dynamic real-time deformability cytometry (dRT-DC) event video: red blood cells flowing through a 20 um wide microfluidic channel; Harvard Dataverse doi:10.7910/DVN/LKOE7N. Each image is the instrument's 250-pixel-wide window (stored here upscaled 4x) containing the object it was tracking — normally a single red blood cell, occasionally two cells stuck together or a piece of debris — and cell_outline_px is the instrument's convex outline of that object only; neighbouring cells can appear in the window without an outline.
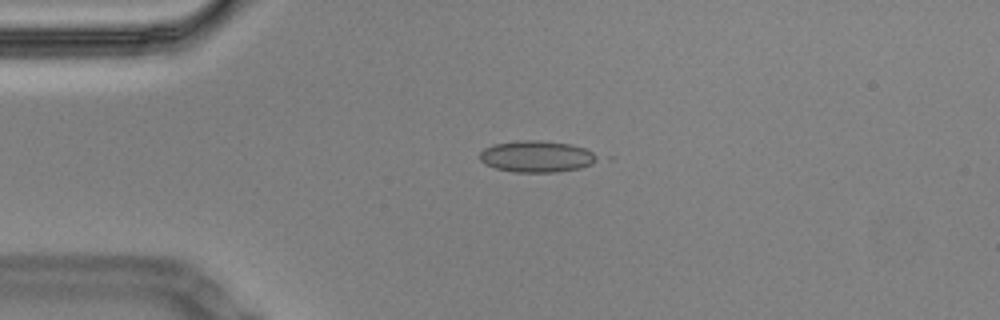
{"species": "Egyptian fruit bat (a non-hibernating species)", "species_latin": "Rousettus aegyptiacus", "temperature_condition": "cold", "stored_images_in_passage": 46, "camera_frame_rate_fps": 3000, "um_per_image_px": 0.085, "animal": {"sex": "male"}, "frame": {"image": 1, "passage_image": 2, "time_ms": 0.333, "image_size_px": [1000, 320], "cell_outline_px": [[600, 160], [592, 164], [580, 168], [556, 172], [516, 172], [496, 168], [484, 164], [480, 160], [480, 152], [484, 148], [492, 144], [524, 140], [540, 140], [568, 144], [584, 148], [600, 156]], "centroid_in_image_um": [45.63, 13.3], "position_along_channel_um": 39.4, "area_um2": 21.62}}
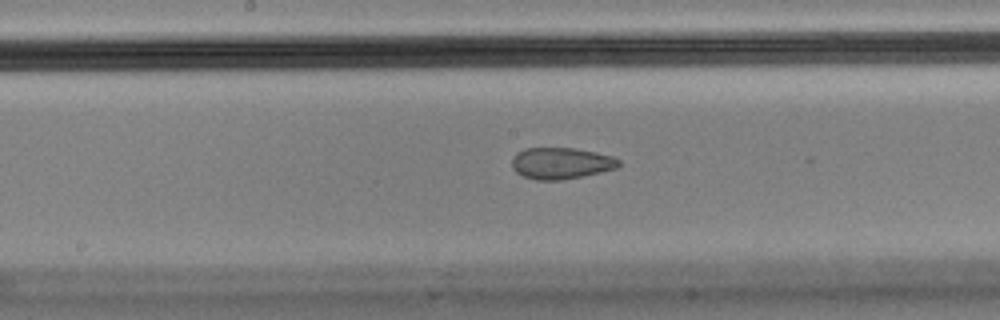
{"frame": {"image": 2, "passage_image": 18, "time_ms": 5.667, "image_size_px": [1000, 320], "cell_outline_px": [[620, 164], [616, 168], [600, 172], [560, 180], [536, 180], [524, 176], [516, 172], [512, 168], [512, 160], [516, 152], [524, 148], [576, 148], [596, 152], [612, 156], [620, 160]], "centroid_in_image_um": [47.67, 13.86], "position_along_channel_um": 200.5, "area_um2": 19.54}}
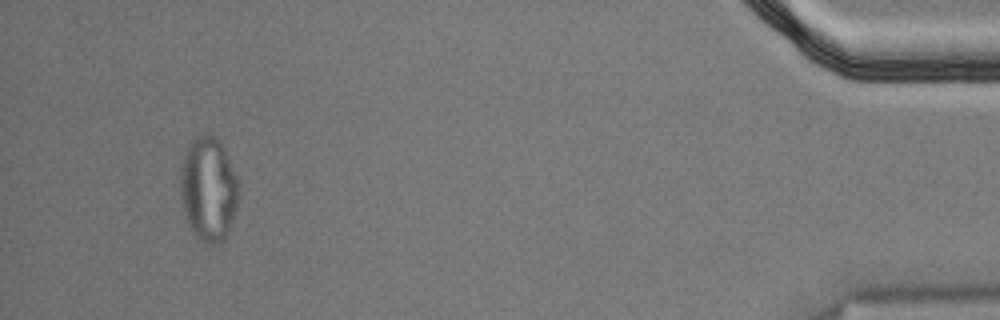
{"frame": {"image": 3, "passage_image": 43, "time_ms": 14.0, "image_size_px": [1000, 320], "cell_outline_px": [[236, 208], [232, 224], [228, 236], [224, 240], [216, 244], [208, 244], [200, 240], [192, 232], [188, 224], [180, 192], [180, 172], [184, 156], [188, 144], [196, 136], [208, 132], [220, 140], [224, 148], [236, 176]], "centroid_in_image_um": [17.7, 16.07], "position_along_channel_um": 417.5, "area_um2": 35.32}, "authors_computed_cell_mechanics": {"area_um2": 21.2415, "velocity_mm_per_s": 3.471, "shape_relaxation_time_tau1_ms": null, "shape_relaxation_time_tau2_ms": 2.0495, "deformation_change_tau1": null, "deformation_change_tau2": 0.0717}}